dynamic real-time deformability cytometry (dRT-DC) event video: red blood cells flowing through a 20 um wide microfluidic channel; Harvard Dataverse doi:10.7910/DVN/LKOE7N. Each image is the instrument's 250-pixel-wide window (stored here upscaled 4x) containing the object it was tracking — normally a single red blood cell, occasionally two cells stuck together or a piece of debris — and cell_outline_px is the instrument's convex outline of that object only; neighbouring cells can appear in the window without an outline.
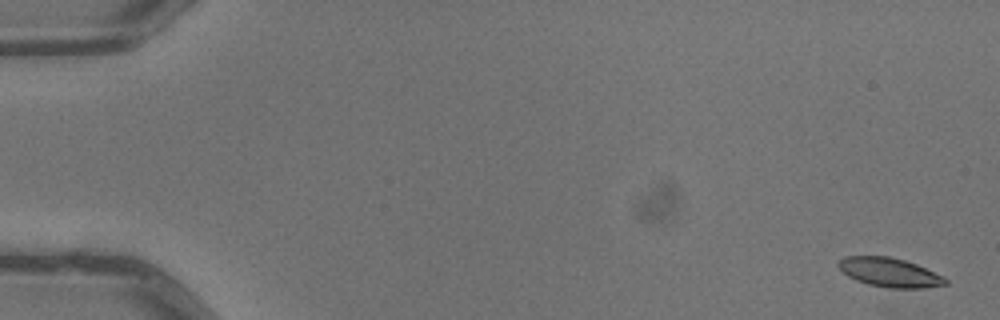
{"species": "common noctule bat (a hibernating species)", "species_latin": "Nyctalus noctula", "temperature_condition": "warm", "stored_images_in_passage": 5, "camera_frame_rate_fps": 3000, "um_per_image_px": 0.085, "animal": {"sex": "male", "body_mass_g": 13.3}, "frame": {"image": 1, "passage_image": 1, "time_ms": 0.0, "image_size_px": [1000, 320], "cell_outline_px": [[948, 284], [924, 288], [888, 288], [868, 284], [856, 280], [848, 276], [836, 264], [844, 256], [888, 256], [904, 260], [916, 264], [944, 276], [948, 280]], "centroid_in_image_um": [75.63, 23.16], "position_along_channel_um": 9.4, "area_um2": 18.15}}
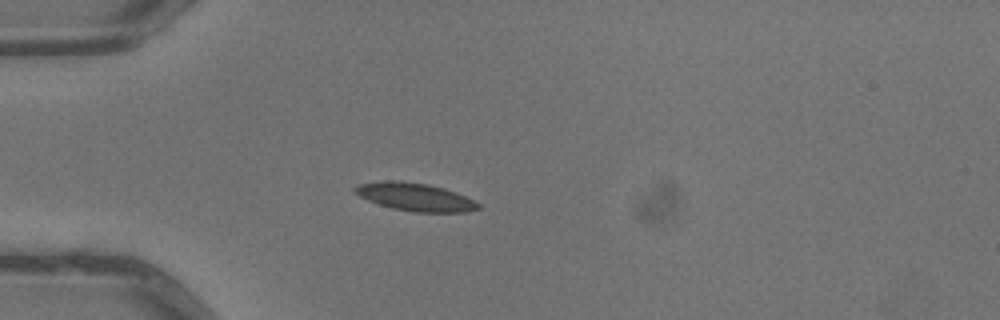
{"frame": {"image": 2, "passage_image": 4, "time_ms": 1.0, "image_size_px": [1000, 320], "cell_outline_px": [[480, 208], [468, 212], [412, 212], [392, 208], [368, 200], [360, 196], [352, 188], [360, 184], [384, 180], [392, 180], [428, 184], [444, 188], [464, 196], [480, 204]], "centroid_in_image_um": [35.29, 16.74], "position_along_channel_um": 49.7, "area_um2": 19.83}}